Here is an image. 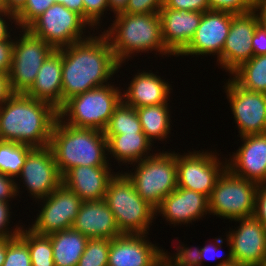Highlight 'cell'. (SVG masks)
I'll return each mask as SVG.
<instances>
[{"label":"cell","instance_id":"f1b7e54d","mask_svg":"<svg viewBox=\"0 0 266 266\" xmlns=\"http://www.w3.org/2000/svg\"><path fill=\"white\" fill-rule=\"evenodd\" d=\"M231 75L243 89L266 93V55L253 56Z\"/></svg>","mask_w":266,"mask_h":266},{"label":"cell","instance_id":"8fae6325","mask_svg":"<svg viewBox=\"0 0 266 266\" xmlns=\"http://www.w3.org/2000/svg\"><path fill=\"white\" fill-rule=\"evenodd\" d=\"M214 151L176 153L177 187L210 197L217 180L227 169V159L220 161ZM224 164V165H223Z\"/></svg>","mask_w":266,"mask_h":266},{"label":"cell","instance_id":"d6986e66","mask_svg":"<svg viewBox=\"0 0 266 266\" xmlns=\"http://www.w3.org/2000/svg\"><path fill=\"white\" fill-rule=\"evenodd\" d=\"M242 146L227 161V169L240 178L266 183V133L240 137Z\"/></svg>","mask_w":266,"mask_h":266},{"label":"cell","instance_id":"277c9868","mask_svg":"<svg viewBox=\"0 0 266 266\" xmlns=\"http://www.w3.org/2000/svg\"><path fill=\"white\" fill-rule=\"evenodd\" d=\"M101 33L107 37L120 65L135 53L149 50L168 57L173 55L163 42L159 13L116 15L111 26Z\"/></svg>","mask_w":266,"mask_h":266},{"label":"cell","instance_id":"4dcf8cb0","mask_svg":"<svg viewBox=\"0 0 266 266\" xmlns=\"http://www.w3.org/2000/svg\"><path fill=\"white\" fill-rule=\"evenodd\" d=\"M21 226L19 236L28 245L32 266H55L50 235L37 234Z\"/></svg>","mask_w":266,"mask_h":266},{"label":"cell","instance_id":"b9f144b4","mask_svg":"<svg viewBox=\"0 0 266 266\" xmlns=\"http://www.w3.org/2000/svg\"><path fill=\"white\" fill-rule=\"evenodd\" d=\"M15 39L10 36L6 40L0 41V72L9 74L12 64L13 47Z\"/></svg>","mask_w":266,"mask_h":266},{"label":"cell","instance_id":"2e32d148","mask_svg":"<svg viewBox=\"0 0 266 266\" xmlns=\"http://www.w3.org/2000/svg\"><path fill=\"white\" fill-rule=\"evenodd\" d=\"M234 15V13L219 10L203 12L193 39L178 56L217 55V61L221 67V53Z\"/></svg>","mask_w":266,"mask_h":266},{"label":"cell","instance_id":"f907efd6","mask_svg":"<svg viewBox=\"0 0 266 266\" xmlns=\"http://www.w3.org/2000/svg\"><path fill=\"white\" fill-rule=\"evenodd\" d=\"M129 0H108L109 10L113 11L114 15L125 13Z\"/></svg>","mask_w":266,"mask_h":266},{"label":"cell","instance_id":"7c38bea8","mask_svg":"<svg viewBox=\"0 0 266 266\" xmlns=\"http://www.w3.org/2000/svg\"><path fill=\"white\" fill-rule=\"evenodd\" d=\"M41 200L43 203L41 211H39L34 224L29 228L35 233L43 235L72 228L83 202L63 183L50 195L37 201L41 202Z\"/></svg>","mask_w":266,"mask_h":266},{"label":"cell","instance_id":"c3c4849f","mask_svg":"<svg viewBox=\"0 0 266 266\" xmlns=\"http://www.w3.org/2000/svg\"><path fill=\"white\" fill-rule=\"evenodd\" d=\"M4 16V17H3ZM7 20L10 19L9 22H13L16 23V19H15V15L12 12L9 11H5V12H0V41L6 40L7 38H9L10 32L8 30H10L8 26H10L9 24H7L6 19Z\"/></svg>","mask_w":266,"mask_h":266},{"label":"cell","instance_id":"9f6ffc18","mask_svg":"<svg viewBox=\"0 0 266 266\" xmlns=\"http://www.w3.org/2000/svg\"><path fill=\"white\" fill-rule=\"evenodd\" d=\"M154 266H173L165 256L161 257Z\"/></svg>","mask_w":266,"mask_h":266},{"label":"cell","instance_id":"60d3db41","mask_svg":"<svg viewBox=\"0 0 266 266\" xmlns=\"http://www.w3.org/2000/svg\"><path fill=\"white\" fill-rule=\"evenodd\" d=\"M9 202L0 201V238H14L20 234L21 226H15V229H8L10 223V215L12 212L9 210ZM13 230V231H12Z\"/></svg>","mask_w":266,"mask_h":266},{"label":"cell","instance_id":"44dd1931","mask_svg":"<svg viewBox=\"0 0 266 266\" xmlns=\"http://www.w3.org/2000/svg\"><path fill=\"white\" fill-rule=\"evenodd\" d=\"M159 15L165 47L178 57L193 39L203 12L161 8Z\"/></svg>","mask_w":266,"mask_h":266},{"label":"cell","instance_id":"6f0895ef","mask_svg":"<svg viewBox=\"0 0 266 266\" xmlns=\"http://www.w3.org/2000/svg\"><path fill=\"white\" fill-rule=\"evenodd\" d=\"M7 11V2L6 0H0V12Z\"/></svg>","mask_w":266,"mask_h":266},{"label":"cell","instance_id":"bcb514c9","mask_svg":"<svg viewBox=\"0 0 266 266\" xmlns=\"http://www.w3.org/2000/svg\"><path fill=\"white\" fill-rule=\"evenodd\" d=\"M215 245L212 244H207L204 247L200 248V266L203 265V260H216L222 257L221 252L217 254L218 249H222V244H223V239L222 237L220 238H215Z\"/></svg>","mask_w":266,"mask_h":266},{"label":"cell","instance_id":"5bb4252c","mask_svg":"<svg viewBox=\"0 0 266 266\" xmlns=\"http://www.w3.org/2000/svg\"><path fill=\"white\" fill-rule=\"evenodd\" d=\"M35 200L47 197L62 184L55 157L50 146L34 147L18 175Z\"/></svg>","mask_w":266,"mask_h":266},{"label":"cell","instance_id":"603a6c76","mask_svg":"<svg viewBox=\"0 0 266 266\" xmlns=\"http://www.w3.org/2000/svg\"><path fill=\"white\" fill-rule=\"evenodd\" d=\"M111 170L109 165L76 166L62 177V183L83 201L102 200L110 180L115 176Z\"/></svg>","mask_w":266,"mask_h":266},{"label":"cell","instance_id":"836d02e7","mask_svg":"<svg viewBox=\"0 0 266 266\" xmlns=\"http://www.w3.org/2000/svg\"><path fill=\"white\" fill-rule=\"evenodd\" d=\"M3 266H32L28 245L19 235L6 238V258Z\"/></svg>","mask_w":266,"mask_h":266},{"label":"cell","instance_id":"ab89813d","mask_svg":"<svg viewBox=\"0 0 266 266\" xmlns=\"http://www.w3.org/2000/svg\"><path fill=\"white\" fill-rule=\"evenodd\" d=\"M162 8H171L174 10L184 9L197 12L211 10L208 0H165Z\"/></svg>","mask_w":266,"mask_h":266},{"label":"cell","instance_id":"8992f818","mask_svg":"<svg viewBox=\"0 0 266 266\" xmlns=\"http://www.w3.org/2000/svg\"><path fill=\"white\" fill-rule=\"evenodd\" d=\"M104 201L121 234H149L152 220L156 218L155 209L142 199L124 173L117 172L110 180Z\"/></svg>","mask_w":266,"mask_h":266},{"label":"cell","instance_id":"4316f807","mask_svg":"<svg viewBox=\"0 0 266 266\" xmlns=\"http://www.w3.org/2000/svg\"><path fill=\"white\" fill-rule=\"evenodd\" d=\"M55 266H77L88 238L73 228L50 234Z\"/></svg>","mask_w":266,"mask_h":266},{"label":"cell","instance_id":"5b68a950","mask_svg":"<svg viewBox=\"0 0 266 266\" xmlns=\"http://www.w3.org/2000/svg\"><path fill=\"white\" fill-rule=\"evenodd\" d=\"M119 88L107 84L76 95L58 110V117L73 127L104 131L115 108L122 101Z\"/></svg>","mask_w":266,"mask_h":266},{"label":"cell","instance_id":"cb8c5ba5","mask_svg":"<svg viewBox=\"0 0 266 266\" xmlns=\"http://www.w3.org/2000/svg\"><path fill=\"white\" fill-rule=\"evenodd\" d=\"M138 72L124 90L122 101L133 108L169 104L172 86L151 70L149 72L138 70Z\"/></svg>","mask_w":266,"mask_h":266},{"label":"cell","instance_id":"816d5d0a","mask_svg":"<svg viewBox=\"0 0 266 266\" xmlns=\"http://www.w3.org/2000/svg\"><path fill=\"white\" fill-rule=\"evenodd\" d=\"M254 11L257 13L259 22L266 26V0H254Z\"/></svg>","mask_w":266,"mask_h":266},{"label":"cell","instance_id":"11a10c76","mask_svg":"<svg viewBox=\"0 0 266 266\" xmlns=\"http://www.w3.org/2000/svg\"><path fill=\"white\" fill-rule=\"evenodd\" d=\"M5 258H6V238H0V266H3Z\"/></svg>","mask_w":266,"mask_h":266},{"label":"cell","instance_id":"db71d44e","mask_svg":"<svg viewBox=\"0 0 266 266\" xmlns=\"http://www.w3.org/2000/svg\"><path fill=\"white\" fill-rule=\"evenodd\" d=\"M7 11L16 15L25 5L26 0H6Z\"/></svg>","mask_w":266,"mask_h":266},{"label":"cell","instance_id":"d590c367","mask_svg":"<svg viewBox=\"0 0 266 266\" xmlns=\"http://www.w3.org/2000/svg\"><path fill=\"white\" fill-rule=\"evenodd\" d=\"M175 250H177L174 256L168 255L164 252L165 258L173 266H200V249L199 247L189 248L185 247L184 244H179Z\"/></svg>","mask_w":266,"mask_h":266},{"label":"cell","instance_id":"d4e9b609","mask_svg":"<svg viewBox=\"0 0 266 266\" xmlns=\"http://www.w3.org/2000/svg\"><path fill=\"white\" fill-rule=\"evenodd\" d=\"M36 100L62 107V51L54 50L43 62L32 86L24 93Z\"/></svg>","mask_w":266,"mask_h":266},{"label":"cell","instance_id":"7a4b0ae2","mask_svg":"<svg viewBox=\"0 0 266 266\" xmlns=\"http://www.w3.org/2000/svg\"><path fill=\"white\" fill-rule=\"evenodd\" d=\"M58 110L24 93H14L0 106V140L49 146Z\"/></svg>","mask_w":266,"mask_h":266},{"label":"cell","instance_id":"7dc6e473","mask_svg":"<svg viewBox=\"0 0 266 266\" xmlns=\"http://www.w3.org/2000/svg\"><path fill=\"white\" fill-rule=\"evenodd\" d=\"M14 94L9 75L0 72V106L3 105Z\"/></svg>","mask_w":266,"mask_h":266},{"label":"cell","instance_id":"ac0fdd59","mask_svg":"<svg viewBox=\"0 0 266 266\" xmlns=\"http://www.w3.org/2000/svg\"><path fill=\"white\" fill-rule=\"evenodd\" d=\"M147 238L146 234H122L111 239L108 266H154L165 250Z\"/></svg>","mask_w":266,"mask_h":266},{"label":"cell","instance_id":"f546056e","mask_svg":"<svg viewBox=\"0 0 266 266\" xmlns=\"http://www.w3.org/2000/svg\"><path fill=\"white\" fill-rule=\"evenodd\" d=\"M33 148L27 144L0 140V173L19 178L27 154Z\"/></svg>","mask_w":266,"mask_h":266},{"label":"cell","instance_id":"30bf717a","mask_svg":"<svg viewBox=\"0 0 266 266\" xmlns=\"http://www.w3.org/2000/svg\"><path fill=\"white\" fill-rule=\"evenodd\" d=\"M21 30V37L14 41L8 74L14 93H25L32 86L43 62L54 51L43 39L34 36L26 28Z\"/></svg>","mask_w":266,"mask_h":266},{"label":"cell","instance_id":"f6af8a7d","mask_svg":"<svg viewBox=\"0 0 266 266\" xmlns=\"http://www.w3.org/2000/svg\"><path fill=\"white\" fill-rule=\"evenodd\" d=\"M253 56L266 55V26L258 23L252 38Z\"/></svg>","mask_w":266,"mask_h":266},{"label":"cell","instance_id":"ee69618b","mask_svg":"<svg viewBox=\"0 0 266 266\" xmlns=\"http://www.w3.org/2000/svg\"><path fill=\"white\" fill-rule=\"evenodd\" d=\"M253 216L266 228V183L258 185Z\"/></svg>","mask_w":266,"mask_h":266},{"label":"cell","instance_id":"1f68e13d","mask_svg":"<svg viewBox=\"0 0 266 266\" xmlns=\"http://www.w3.org/2000/svg\"><path fill=\"white\" fill-rule=\"evenodd\" d=\"M122 133H143L136 109L123 101L115 108L104 135H120Z\"/></svg>","mask_w":266,"mask_h":266},{"label":"cell","instance_id":"ffe728a7","mask_svg":"<svg viewBox=\"0 0 266 266\" xmlns=\"http://www.w3.org/2000/svg\"><path fill=\"white\" fill-rule=\"evenodd\" d=\"M209 198L202 193L177 187L155 210L174 225L193 223L209 214ZM193 221V222H192Z\"/></svg>","mask_w":266,"mask_h":266},{"label":"cell","instance_id":"83f0119b","mask_svg":"<svg viewBox=\"0 0 266 266\" xmlns=\"http://www.w3.org/2000/svg\"><path fill=\"white\" fill-rule=\"evenodd\" d=\"M168 104H160L135 108L142 131L152 142L154 140H165L171 130L170 109Z\"/></svg>","mask_w":266,"mask_h":266},{"label":"cell","instance_id":"4fadbf2b","mask_svg":"<svg viewBox=\"0 0 266 266\" xmlns=\"http://www.w3.org/2000/svg\"><path fill=\"white\" fill-rule=\"evenodd\" d=\"M223 87L240 137L266 133V93L245 90L232 78Z\"/></svg>","mask_w":266,"mask_h":266},{"label":"cell","instance_id":"e575fe53","mask_svg":"<svg viewBox=\"0 0 266 266\" xmlns=\"http://www.w3.org/2000/svg\"><path fill=\"white\" fill-rule=\"evenodd\" d=\"M54 3V0H26L24 7L15 15L16 26L19 29L26 28Z\"/></svg>","mask_w":266,"mask_h":266},{"label":"cell","instance_id":"f35d334b","mask_svg":"<svg viewBox=\"0 0 266 266\" xmlns=\"http://www.w3.org/2000/svg\"><path fill=\"white\" fill-rule=\"evenodd\" d=\"M165 0H129L125 13L147 14L159 13Z\"/></svg>","mask_w":266,"mask_h":266},{"label":"cell","instance_id":"e0dca14e","mask_svg":"<svg viewBox=\"0 0 266 266\" xmlns=\"http://www.w3.org/2000/svg\"><path fill=\"white\" fill-rule=\"evenodd\" d=\"M259 18L256 11L235 14L221 53V67L230 75L253 57L252 38Z\"/></svg>","mask_w":266,"mask_h":266},{"label":"cell","instance_id":"9a60e30c","mask_svg":"<svg viewBox=\"0 0 266 266\" xmlns=\"http://www.w3.org/2000/svg\"><path fill=\"white\" fill-rule=\"evenodd\" d=\"M234 221L239 226L226 234L233 260L243 266H266L265 226L254 216Z\"/></svg>","mask_w":266,"mask_h":266},{"label":"cell","instance_id":"3957f363","mask_svg":"<svg viewBox=\"0 0 266 266\" xmlns=\"http://www.w3.org/2000/svg\"><path fill=\"white\" fill-rule=\"evenodd\" d=\"M49 146L62 177L76 166L109 164L108 142L104 131L73 127L59 117L54 123Z\"/></svg>","mask_w":266,"mask_h":266},{"label":"cell","instance_id":"7bdbcfd3","mask_svg":"<svg viewBox=\"0 0 266 266\" xmlns=\"http://www.w3.org/2000/svg\"><path fill=\"white\" fill-rule=\"evenodd\" d=\"M19 188L13 177L0 173V201L9 202L10 199L16 198L20 192Z\"/></svg>","mask_w":266,"mask_h":266},{"label":"cell","instance_id":"74e56055","mask_svg":"<svg viewBox=\"0 0 266 266\" xmlns=\"http://www.w3.org/2000/svg\"><path fill=\"white\" fill-rule=\"evenodd\" d=\"M84 19L95 29L100 26L101 17L109 10L108 0H83ZM96 26V27H95Z\"/></svg>","mask_w":266,"mask_h":266},{"label":"cell","instance_id":"6da1fadb","mask_svg":"<svg viewBox=\"0 0 266 266\" xmlns=\"http://www.w3.org/2000/svg\"><path fill=\"white\" fill-rule=\"evenodd\" d=\"M62 51V106L88 90L109 84L122 67L115 59L107 37L102 33L73 43Z\"/></svg>","mask_w":266,"mask_h":266},{"label":"cell","instance_id":"52a82bcc","mask_svg":"<svg viewBox=\"0 0 266 266\" xmlns=\"http://www.w3.org/2000/svg\"><path fill=\"white\" fill-rule=\"evenodd\" d=\"M134 165L136 171L124 174L142 199L156 210L162 200L177 188L176 153L157 152Z\"/></svg>","mask_w":266,"mask_h":266},{"label":"cell","instance_id":"7402d4cb","mask_svg":"<svg viewBox=\"0 0 266 266\" xmlns=\"http://www.w3.org/2000/svg\"><path fill=\"white\" fill-rule=\"evenodd\" d=\"M72 228L88 239L121 236L115 217L104 201H83Z\"/></svg>","mask_w":266,"mask_h":266},{"label":"cell","instance_id":"484cf974","mask_svg":"<svg viewBox=\"0 0 266 266\" xmlns=\"http://www.w3.org/2000/svg\"><path fill=\"white\" fill-rule=\"evenodd\" d=\"M105 137L108 142V154L115 157L118 163L122 162V165H131L153 155L150 151L154 144L144 133H122Z\"/></svg>","mask_w":266,"mask_h":266},{"label":"cell","instance_id":"681fc988","mask_svg":"<svg viewBox=\"0 0 266 266\" xmlns=\"http://www.w3.org/2000/svg\"><path fill=\"white\" fill-rule=\"evenodd\" d=\"M67 7L69 10L74 11L84 18V3L83 0H54Z\"/></svg>","mask_w":266,"mask_h":266},{"label":"cell","instance_id":"ba28073f","mask_svg":"<svg viewBox=\"0 0 266 266\" xmlns=\"http://www.w3.org/2000/svg\"><path fill=\"white\" fill-rule=\"evenodd\" d=\"M258 184L226 169L209 197V214L231 221L254 215Z\"/></svg>","mask_w":266,"mask_h":266},{"label":"cell","instance_id":"9c48e42d","mask_svg":"<svg viewBox=\"0 0 266 266\" xmlns=\"http://www.w3.org/2000/svg\"><path fill=\"white\" fill-rule=\"evenodd\" d=\"M86 25L91 27L81 15L62 4L54 3L26 29L34 36L43 39L54 50H59L89 38L90 36H85V31L83 32L86 30Z\"/></svg>","mask_w":266,"mask_h":266},{"label":"cell","instance_id":"8d00e7d4","mask_svg":"<svg viewBox=\"0 0 266 266\" xmlns=\"http://www.w3.org/2000/svg\"><path fill=\"white\" fill-rule=\"evenodd\" d=\"M211 10L243 14L254 10V0H208Z\"/></svg>","mask_w":266,"mask_h":266},{"label":"cell","instance_id":"f5cc1de1","mask_svg":"<svg viewBox=\"0 0 266 266\" xmlns=\"http://www.w3.org/2000/svg\"><path fill=\"white\" fill-rule=\"evenodd\" d=\"M226 242H227V246H229L228 254L225 255L227 257L225 259L222 258V260H220V262L216 264V266H243L233 260L232 253H231V244L227 238H226Z\"/></svg>","mask_w":266,"mask_h":266},{"label":"cell","instance_id":"d6a6232c","mask_svg":"<svg viewBox=\"0 0 266 266\" xmlns=\"http://www.w3.org/2000/svg\"><path fill=\"white\" fill-rule=\"evenodd\" d=\"M110 239H88L85 250L77 266H108Z\"/></svg>","mask_w":266,"mask_h":266}]
</instances>
